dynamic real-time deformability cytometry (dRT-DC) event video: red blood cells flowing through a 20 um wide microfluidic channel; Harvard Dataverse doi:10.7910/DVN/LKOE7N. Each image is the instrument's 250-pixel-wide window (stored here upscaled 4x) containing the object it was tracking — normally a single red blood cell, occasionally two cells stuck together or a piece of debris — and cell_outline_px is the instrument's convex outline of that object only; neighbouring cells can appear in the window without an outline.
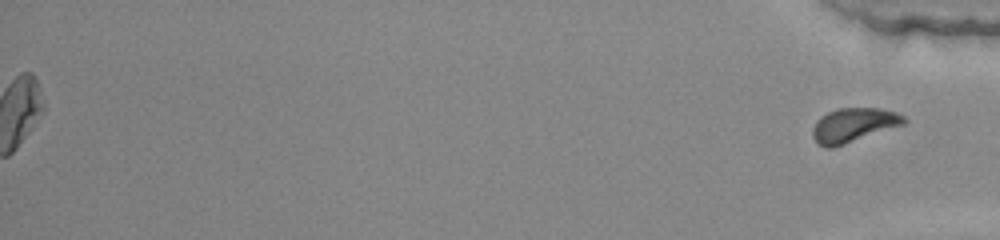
{"species": "common noctule bat (a hibernating species)", "species_latin": "Nyctalus noctula", "temperature_condition": "warm", "stored_images_in_passage": 39, "segment_of_instrument_passage": [2, 2], "camera_frame_rate_fps": 3000, "um_per_image_px": 0.085, "animal": {"sex": "female", "body_mass_g": 22.0, "forearm_length_mm": 56.7}, "frame": {"image": 1, "passage_image": 39, "time_ms": 12.667, "image_size_px": [1000, 240], "cell_outline_px": [[908, 120], [904, 124], [832, 148], [824, 148], [816, 144], [812, 136], [812, 128], [816, 120], [820, 116], [836, 108], [880, 108], [896, 112], [904, 116]], "centroid_in_image_um": [72.5, 10.63], "position_along_channel_um": 362.7, "area_um2": 18.32}}